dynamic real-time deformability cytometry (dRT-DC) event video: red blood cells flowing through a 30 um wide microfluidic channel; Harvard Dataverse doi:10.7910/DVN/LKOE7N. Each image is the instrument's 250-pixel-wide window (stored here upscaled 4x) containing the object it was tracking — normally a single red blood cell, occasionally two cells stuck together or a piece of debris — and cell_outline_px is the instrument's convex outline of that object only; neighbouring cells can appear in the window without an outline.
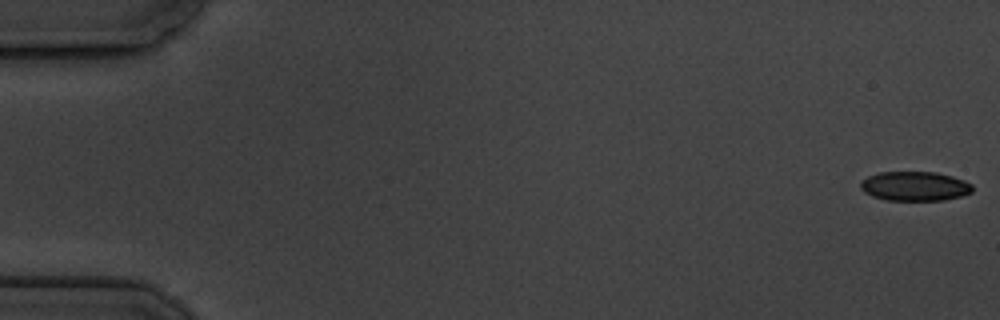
{"species": "common noctule bat (a hibernating species)", "species_latin": "Nyctalus noctula", "temperature_condition": "cold", "stored_images_in_passage": 6, "camera_frame_rate_fps": 3000, "um_per_image_px": 0.085, "animal": {"sex": "male", "body_mass_g": 19.5, "forearm_length_mm": 54.6}, "frame": {"image": 1, "passage_image": 1, "time_ms": 0.0, "image_size_px": [1000, 320], "cell_outline_px": [[972, 192], [960, 196], [944, 200], [884, 200], [872, 196], [864, 192], [860, 188], [860, 184], [868, 176], [880, 172], [936, 172], [952, 176], [964, 180], [972, 184]], "centroid_in_image_um": [77.76, 15.82], "position_along_channel_um": 7.2, "area_um2": 19.13}}
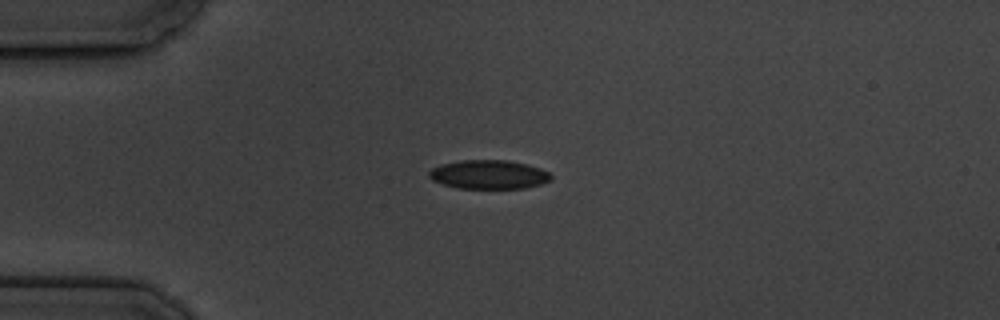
{"frame": {"image": 2, "passage_image": 5, "time_ms": 4.667, "image_size_px": [1000, 320], "cell_outline_px": [[552, 180], [540, 184], [524, 188], [456, 188], [432, 180], [428, 176], [428, 172], [432, 168], [440, 164], [460, 160], [508, 160], [528, 164], [540, 168], [548, 172], [552, 176]], "centroid_in_image_um": [41.54, 14.82], "position_along_channel_um": 43.5, "area_um2": 20.63}}